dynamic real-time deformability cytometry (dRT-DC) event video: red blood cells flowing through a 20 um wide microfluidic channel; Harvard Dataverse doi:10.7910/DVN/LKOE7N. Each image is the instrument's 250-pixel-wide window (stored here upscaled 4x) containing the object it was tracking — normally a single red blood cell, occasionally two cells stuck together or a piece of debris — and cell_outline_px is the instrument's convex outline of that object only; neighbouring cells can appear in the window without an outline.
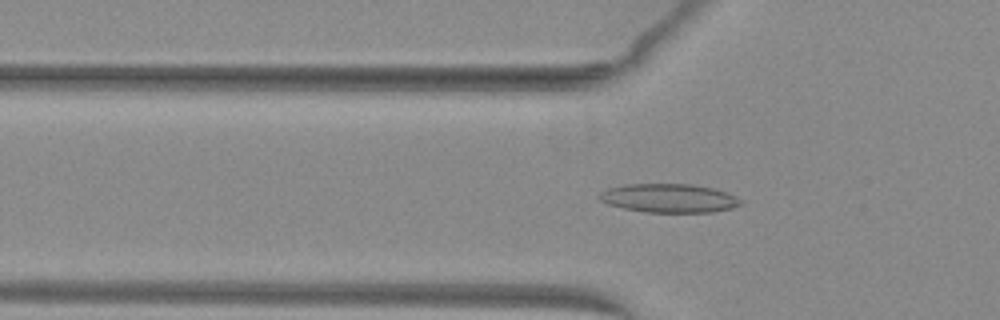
{"species": "common noctule bat (a hibernating species)", "species_latin": "Nyctalus noctula", "temperature_condition": "warm", "stored_images_in_passage": 50, "camera_frame_rate_fps": 3000, "um_per_image_px": 0.085, "animal": {"sex": "female", "body_mass_g": 29.2, "forearm_length_mm": 56.3}, "frame": {"image": 1, "passage_image": 17, "time_ms": 5.333, "image_size_px": [1000, 320], "cell_outline_px": [[744, 204], [732, 208], [712, 212], [644, 212], [624, 208], [608, 204], [600, 200], [596, 196], [600, 192], [608, 188], [624, 184], [692, 184], [712, 188], [728, 192], [736, 196]], "centroid_in_image_um": [56.86, 16.84], "position_along_channel_um": 68.9, "area_um2": 23.81}}
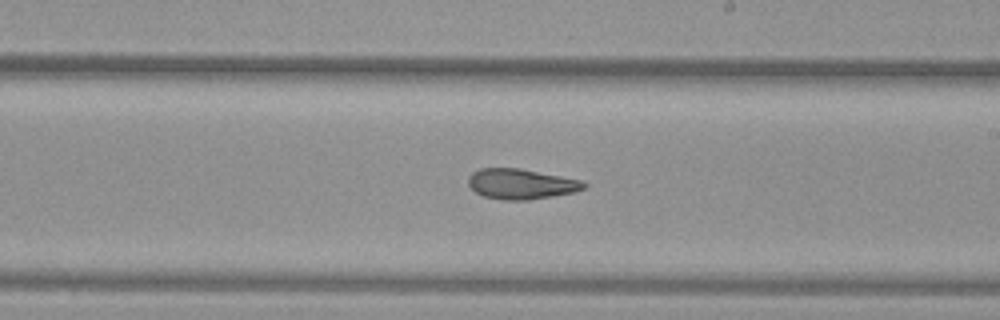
{"frame": {"image": 2, "passage_image": 30, "time_ms": 9.667, "image_size_px": [1000, 320], "cell_outline_px": [[588, 184], [584, 188], [576, 192], [528, 200], [500, 200], [484, 196], [476, 192], [468, 184], [468, 176], [472, 172], [480, 168], [520, 168], [580, 180]], "centroid_in_image_um": [44.27, 15.64], "position_along_channel_um": 244.7, "area_um2": 20.4}}
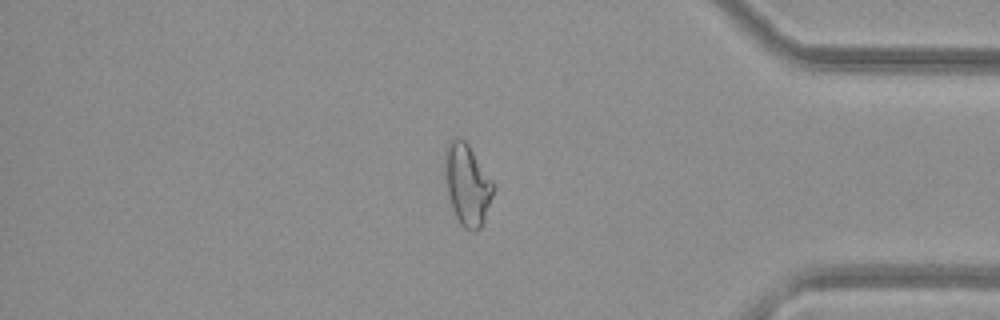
{"frame": {"image": 3, "passage_image": 43, "time_ms": 14.0, "image_size_px": [1000, 320], "cell_outline_px": [[496, 188], [480, 228], [472, 232], [464, 228], [460, 224], [452, 208], [448, 192], [444, 164], [444, 148], [456, 136], [464, 140], [468, 144], [496, 184]], "centroid_in_image_um": [39.73, 15.67], "position_along_channel_um": 395.5, "area_um2": 23.0}}